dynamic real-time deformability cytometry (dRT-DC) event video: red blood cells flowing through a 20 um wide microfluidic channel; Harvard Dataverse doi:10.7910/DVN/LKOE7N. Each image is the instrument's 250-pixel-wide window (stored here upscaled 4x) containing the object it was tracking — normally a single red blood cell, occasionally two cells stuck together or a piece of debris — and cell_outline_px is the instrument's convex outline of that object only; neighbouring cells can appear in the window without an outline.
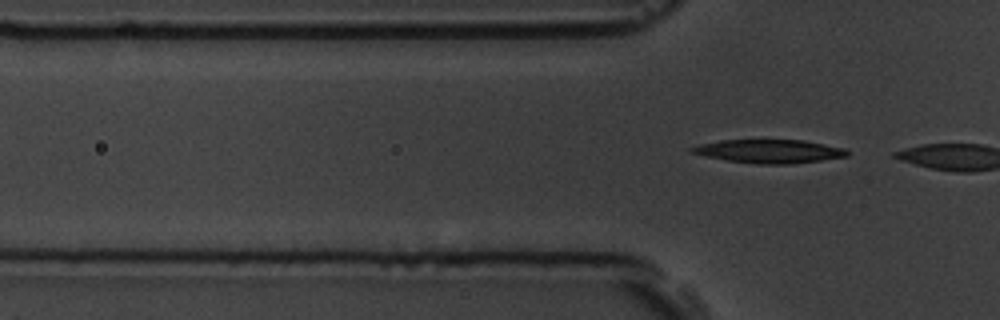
{"species": "common noctule bat (a hibernating species)", "species_latin": "Nyctalus noctula", "temperature_condition": "room temperature", "stored_images_in_passage": 4, "camera_frame_rate_fps": 3000, "um_per_image_px": 0.085, "animal": {"sex": "male", "body_mass_g": 19.5, "forearm_length_mm": 54.6}, "frame": {"image": 1, "passage_image": 4, "time_ms": 4.333, "image_size_px": [1000, 320], "cell_outline_px": [[848, 156], [820, 160], [788, 164], [760, 164], [728, 160], [704, 156], [688, 152], [688, 148], [700, 144], [720, 140], [804, 140], [844, 148], [848, 152]], "centroid_in_image_um": [65.33, 12.85], "position_along_channel_um": 60.5, "area_um2": 21.15}}